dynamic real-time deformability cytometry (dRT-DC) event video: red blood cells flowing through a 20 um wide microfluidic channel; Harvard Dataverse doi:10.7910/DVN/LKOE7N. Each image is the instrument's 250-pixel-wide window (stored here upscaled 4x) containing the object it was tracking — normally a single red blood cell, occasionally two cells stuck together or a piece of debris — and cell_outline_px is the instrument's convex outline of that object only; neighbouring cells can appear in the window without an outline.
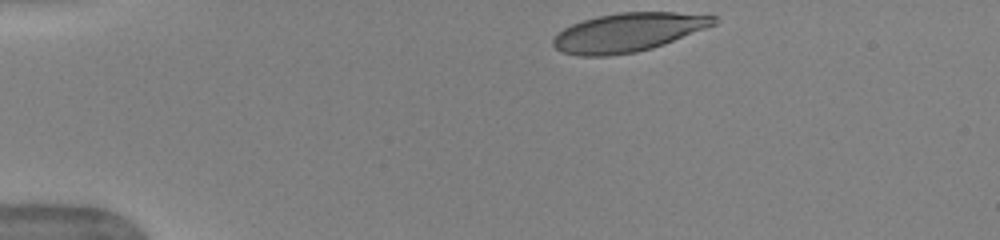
{"species": "human", "species_latin": "Homo sapiens", "temperature_condition": "warm", "stored_images_in_passage": 42, "camera_frame_rate_fps": 3000, "um_per_image_px": 0.085, "donor": {"sex": "female"}, "frame": {"image": 1, "passage_image": 1, "time_ms": 0.0, "image_size_px": [1000, 240], "cell_outline_px": [[720, 20], [716, 24], [664, 44], [652, 48], [636, 52], [608, 56], [580, 56], [564, 52], [556, 48], [552, 44], [552, 40], [564, 28], [572, 24], [596, 16], [620, 12], [676, 12], [716, 16]], "centroid_in_image_um": [53.41, 2.74], "position_along_channel_um": 31.6, "area_um2": 36.13}}
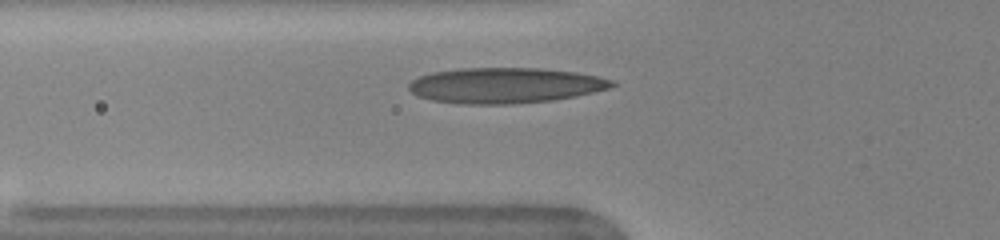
{"frame": {"image": 2, "passage_image": 10, "time_ms": 3.0, "image_size_px": [1000, 240], "cell_outline_px": [[616, 84], [608, 88], [576, 96], [552, 100], [512, 104], [464, 104], [432, 100], [420, 96], [412, 92], [408, 88], [408, 84], [412, 80], [420, 76], [432, 72], [460, 68], [540, 68], [576, 72], [596, 76], [612, 80]], "centroid_in_image_um": [42.92, 7.25], "position_along_channel_um": 82.9, "area_um2": 41.85}}
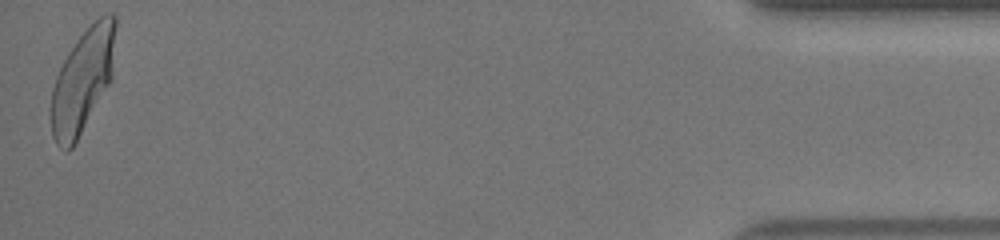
{"frame": {"image": 3, "passage_image": 42, "time_ms": 13.667, "image_size_px": [1000, 240], "cell_outline_px": [[116, 28], [112, 80], [72, 148], [60, 148], [56, 144], [52, 136], [48, 108], [52, 88], [56, 76], [68, 52], [76, 40], [104, 12], [112, 12], [116, 16]], "centroid_in_image_um": [7.01, 6.86], "position_along_channel_um": 428.2, "area_um2": 39.36}, "authors_computed_cell_mechanics": {"area_um2": 38.6971, "velocity_mm_per_s": 3.9621, "shape_relaxation_time_tau1_ms": 5.713, "shape_relaxation_time_tau2_ms": 0.7538, "deformation_change_tau1": 0.2369, "deformation_change_tau2": 0.0855}}